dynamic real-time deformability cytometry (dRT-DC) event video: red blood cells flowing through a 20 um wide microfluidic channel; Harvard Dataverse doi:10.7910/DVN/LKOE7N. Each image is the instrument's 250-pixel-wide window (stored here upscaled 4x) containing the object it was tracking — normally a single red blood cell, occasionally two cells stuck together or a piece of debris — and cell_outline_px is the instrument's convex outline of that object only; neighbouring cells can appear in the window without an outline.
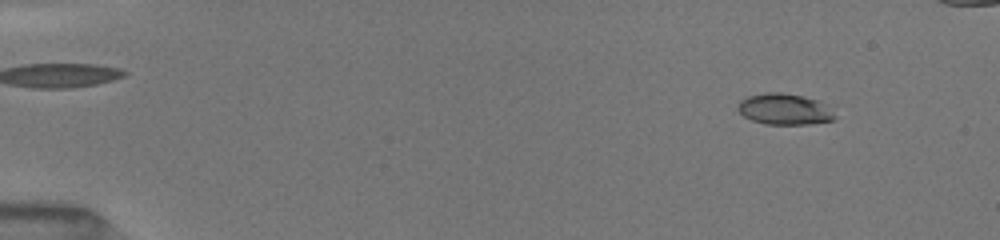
{"species": "common noctule bat (a hibernating species)", "species_latin": "Nyctalus noctula", "temperature_condition": "room temperature", "stored_images_in_passage": 40, "camera_frame_rate_fps": 3000, "um_per_image_px": 0.085, "animal": {"sex": "female", "body_mass_g": 19.5, "forearm_length_mm": 54.1}, "frame": {"image": 1, "passage_image": 5, "time_ms": 1.667, "image_size_px": [1000, 240], "cell_outline_px": [[836, 116], [832, 120], [808, 124], [764, 124], [752, 120], [744, 116], [736, 108], [740, 100], [748, 96], [768, 92], [780, 92], [800, 96], [816, 100]], "centroid_in_image_um": [66.59, 9.28], "position_along_channel_um": 18.4, "area_um2": 17.11}}
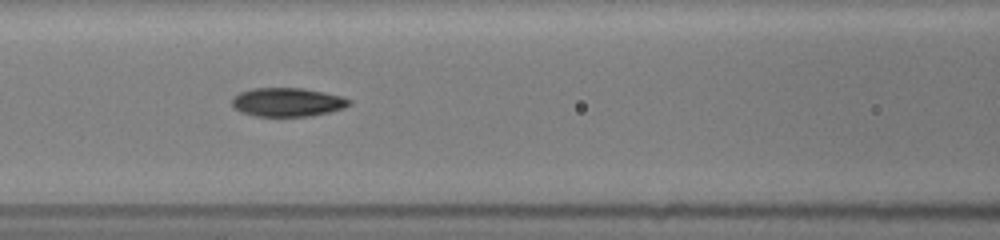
{"frame": {"image": 2, "passage_image": 19, "time_ms": 7.667, "image_size_px": [1000, 240], "cell_outline_px": [[352, 100], [348, 104], [340, 108], [328, 112], [304, 116], [256, 116], [244, 112], [236, 108], [232, 104], [232, 100], [240, 92], [252, 88], [304, 88], [340, 96]], "centroid_in_image_um": [24.41, 8.67], "position_along_channel_um": 142.2, "area_um2": 19.07}}
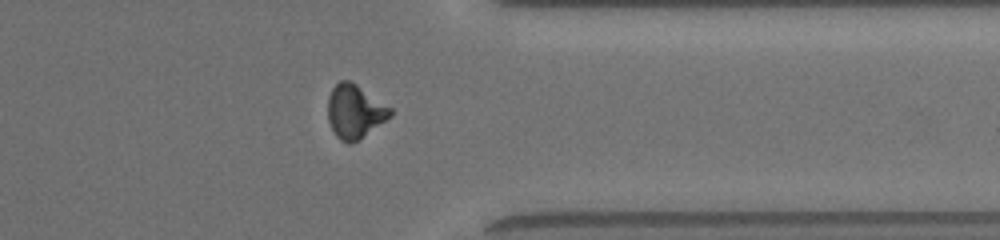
{"frame": {"image": 3, "passage_image": 35, "time_ms": 13.667, "image_size_px": [1000, 240], "cell_outline_px": [[392, 116], [352, 144], [348, 144], [340, 140], [336, 136], [328, 120], [328, 96], [332, 88], [340, 80], [348, 80], [356, 84], [392, 108]], "centroid_in_image_um": [30.15, 9.48], "position_along_channel_um": 381.2, "area_um2": 19.48}}